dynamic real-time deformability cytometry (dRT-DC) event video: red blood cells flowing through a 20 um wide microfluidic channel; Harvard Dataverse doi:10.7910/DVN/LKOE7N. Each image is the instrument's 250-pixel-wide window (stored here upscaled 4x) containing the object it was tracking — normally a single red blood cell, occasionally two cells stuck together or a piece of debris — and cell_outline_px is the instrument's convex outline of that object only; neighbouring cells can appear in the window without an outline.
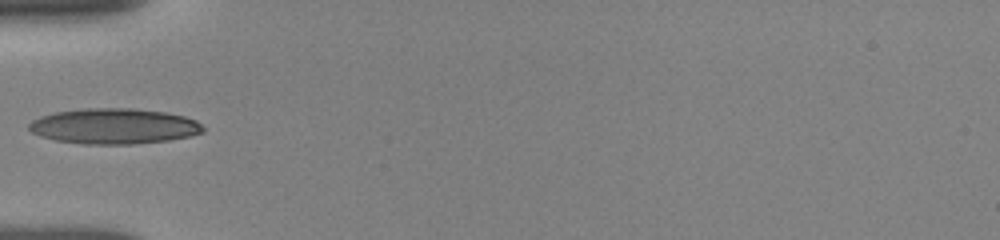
{"species": "human", "species_latin": "Homo sapiens", "temperature_condition": "room temperature", "stored_images_in_passage": 26, "camera_frame_rate_fps": 3000, "um_per_image_px": 0.085, "donor": {"sex": "female"}, "frame": {"image": 1, "passage_image": 1, "time_ms": 0.0, "image_size_px": [1000, 240], "cell_outline_px": [[204, 132], [188, 136], [168, 140], [132, 144], [84, 144], [56, 140], [40, 136], [32, 132], [28, 128], [28, 124], [32, 120], [40, 116], [56, 112], [84, 108], [132, 108], [164, 112], [184, 116], [196, 120], [204, 128]], "centroid_in_image_um": [9.67, 10.72], "position_along_channel_um": 75.3, "area_um2": 35.95}}
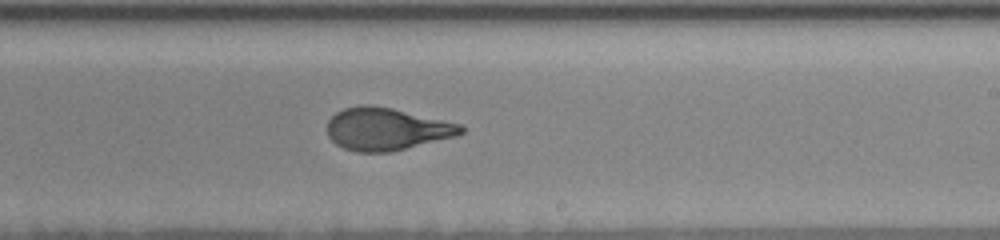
{"frame": {"image": 2, "passage_image": 10, "time_ms": 4.667, "image_size_px": [1000, 240], "cell_outline_px": [[464, 132], [456, 136], [392, 152], [356, 152], [344, 148], [336, 144], [328, 136], [328, 120], [336, 112], [344, 108], [360, 104], [372, 104], [392, 108], [460, 124], [464, 128]], "centroid_in_image_um": [32.83, 10.96], "position_along_channel_um": 256.2, "area_um2": 33.12}}
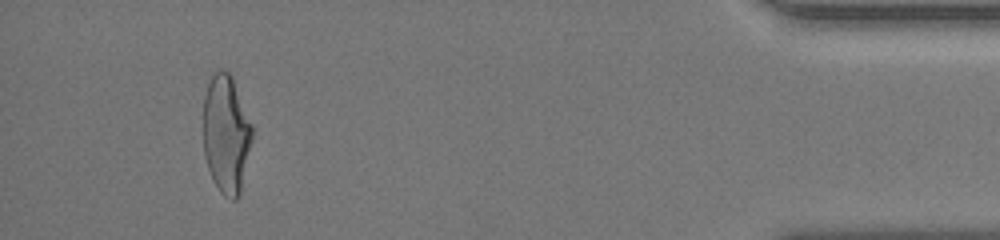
{"frame": {"image": 3, "passage_image": 23, "time_ms": 10.333, "image_size_px": [1000, 240], "cell_outline_px": [[252, 140], [240, 192], [236, 200], [232, 200], [224, 196], [220, 192], [212, 180], [204, 156], [204, 96], [212, 72], [220, 68], [228, 72], [232, 76], [252, 124]], "centroid_in_image_um": [19.22, 11.38], "position_along_channel_um": 416.0, "area_um2": 33.81}}